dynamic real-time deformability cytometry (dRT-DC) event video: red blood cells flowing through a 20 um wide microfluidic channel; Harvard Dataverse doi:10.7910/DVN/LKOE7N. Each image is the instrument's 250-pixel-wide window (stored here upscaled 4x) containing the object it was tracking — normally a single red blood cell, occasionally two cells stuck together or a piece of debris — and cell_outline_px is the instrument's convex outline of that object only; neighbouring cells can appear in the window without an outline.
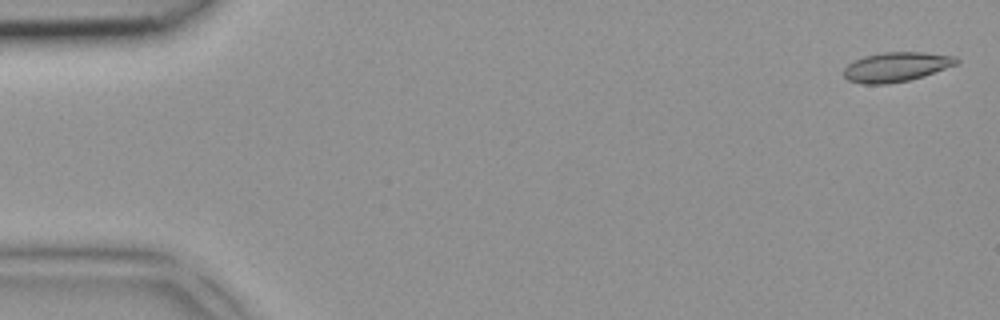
{"species": "common noctule bat (a hibernating species)", "species_latin": "Nyctalus noctula", "temperature_condition": "room temperature", "stored_images_in_passage": 6, "camera_frame_rate_fps": 3000, "um_per_image_px": 0.085, "animal": {"sex": "female", "body_mass_g": 18.4}, "frame": {"image": 1, "passage_image": 1, "time_ms": 0.0, "image_size_px": [1000, 320], "cell_outline_px": [[960, 60], [956, 64], [924, 76], [908, 80], [888, 84], [864, 84], [848, 80], [844, 76], [844, 68], [848, 64], [864, 56], [884, 52], [924, 52], [956, 56]], "centroid_in_image_um": [76.19, 5.68], "position_along_channel_um": 8.8, "area_um2": 19.31}}
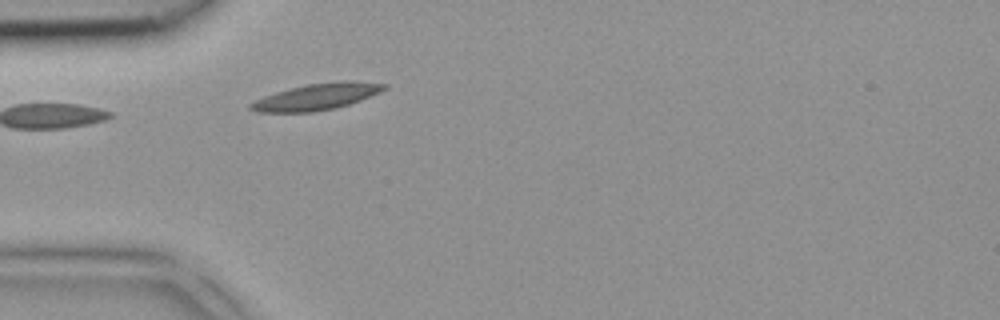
{"frame": {"image": 2, "passage_image": 6, "time_ms": 1.667, "image_size_px": [1000, 320], "cell_outline_px": [[388, 88], [380, 92], [360, 100], [336, 108], [312, 112], [260, 112], [248, 108], [248, 104], [264, 96], [276, 92], [308, 84], [344, 80], [352, 80], [388, 84]], "centroid_in_image_um": [26.96, 8.21], "position_along_channel_um": 58.0, "area_um2": 20.46}}